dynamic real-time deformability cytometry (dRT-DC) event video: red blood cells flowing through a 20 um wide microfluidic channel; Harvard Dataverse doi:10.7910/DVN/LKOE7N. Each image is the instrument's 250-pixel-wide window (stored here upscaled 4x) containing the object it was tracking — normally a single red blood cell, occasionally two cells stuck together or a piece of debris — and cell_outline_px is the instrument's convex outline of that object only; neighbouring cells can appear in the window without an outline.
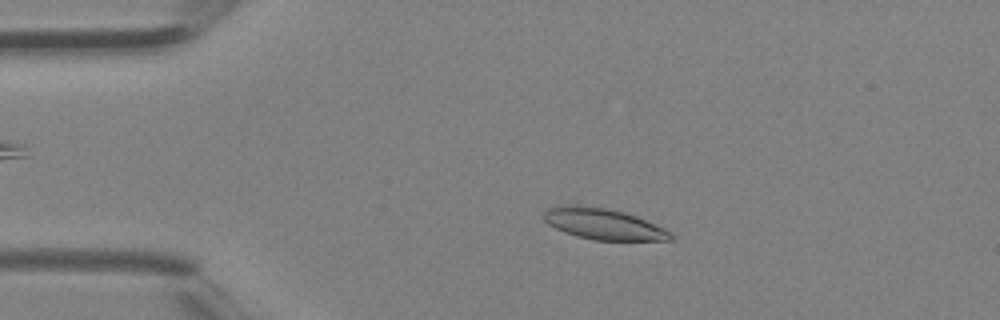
{"species": "Egyptian fruit bat (a non-hibernating species)", "species_latin": "Rousettus aegyptiacus", "temperature_condition": "room temperature", "stored_images_in_passage": 36, "camera_frame_rate_fps": 3000, "um_per_image_px": 0.085, "animal": {"sex": "female"}, "frame": {"image": 1, "passage_image": 8, "time_ms": 2.333, "image_size_px": [1000, 320], "cell_outline_px": [[672, 240], [592, 240], [576, 236], [564, 232], [548, 224], [544, 220], [544, 212], [548, 208], [576, 200], [624, 212], [636, 216], [664, 228], [672, 232]], "centroid_in_image_um": [51.2, 18.98], "position_along_channel_um": 33.8, "area_um2": 23.76}}
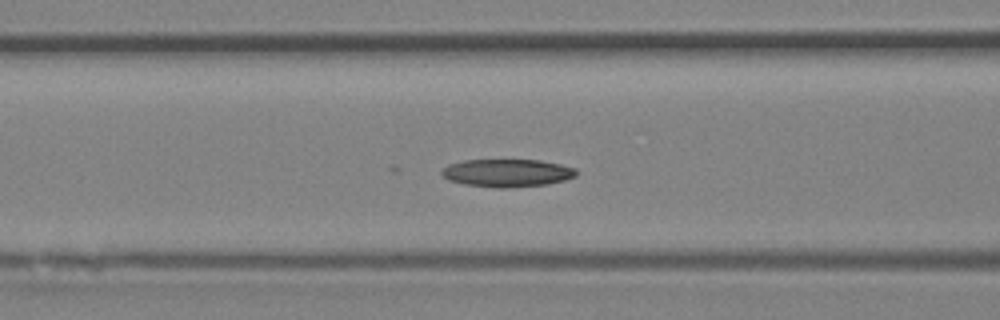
{"frame": {"image": 2, "passage_image": 16, "time_ms": 5.0, "image_size_px": [1000, 320], "cell_outline_px": [[576, 176], [564, 180], [548, 184], [508, 188], [496, 188], [464, 184], [448, 180], [440, 172], [448, 164], [464, 160], [540, 160], [560, 164], [576, 168]], "centroid_in_image_um": [43.1, 14.7], "position_along_channel_um": 123.5, "area_um2": 21.85}}
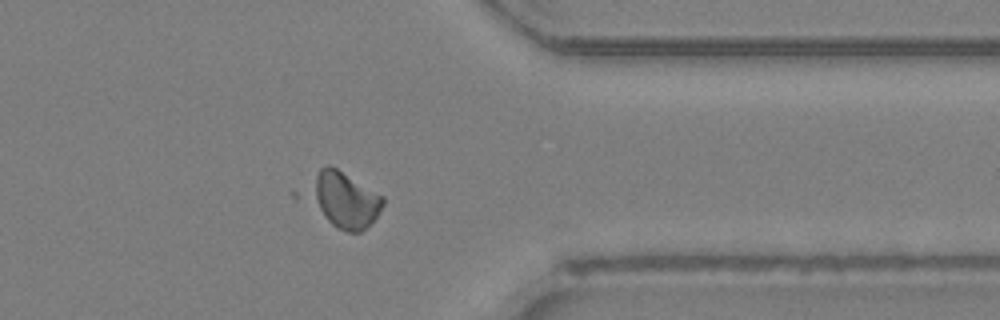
{"frame": {"image": 3, "passage_image": 32, "time_ms": 10.333, "image_size_px": [1000, 320], "cell_outline_px": [[384, 204], [376, 216], [360, 232], [348, 232], [336, 228], [296, 200], [288, 192], [320, 168], [328, 164], [336, 168], [384, 196]], "centroid_in_image_um": [28.81, 16.92], "position_along_channel_um": 382.6, "area_um2": 27.34}}